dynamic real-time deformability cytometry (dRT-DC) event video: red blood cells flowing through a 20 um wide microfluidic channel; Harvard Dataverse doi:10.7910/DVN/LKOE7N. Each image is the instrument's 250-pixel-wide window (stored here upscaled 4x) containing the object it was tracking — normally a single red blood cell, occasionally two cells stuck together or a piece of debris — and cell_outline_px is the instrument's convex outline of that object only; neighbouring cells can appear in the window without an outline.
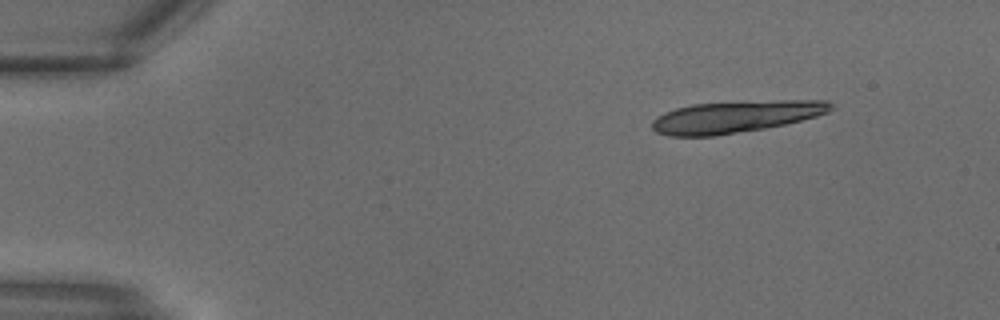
{"species": "common noctule bat (a hibernating species)", "species_latin": "Nyctalus noctula", "temperature_condition": "warm", "stored_images_in_passage": 7, "camera_frame_rate_fps": 3000, "um_per_image_px": 0.085, "animal": {"sex": "male", "body_mass_g": 18.8}, "frame": {"image": 1, "passage_image": 1, "time_ms": 0.0, "image_size_px": [1000, 320], "cell_outline_px": [[836, 104], [828, 112], [816, 116], [784, 124], [764, 128], [712, 136], [668, 136], [656, 132], [652, 128], [652, 120], [656, 116], [664, 112], [676, 108], [692, 104], [776, 100], [828, 100]], "centroid_in_image_um": [62.52, 9.91], "position_along_channel_um": 22.5, "area_um2": 33.12}}